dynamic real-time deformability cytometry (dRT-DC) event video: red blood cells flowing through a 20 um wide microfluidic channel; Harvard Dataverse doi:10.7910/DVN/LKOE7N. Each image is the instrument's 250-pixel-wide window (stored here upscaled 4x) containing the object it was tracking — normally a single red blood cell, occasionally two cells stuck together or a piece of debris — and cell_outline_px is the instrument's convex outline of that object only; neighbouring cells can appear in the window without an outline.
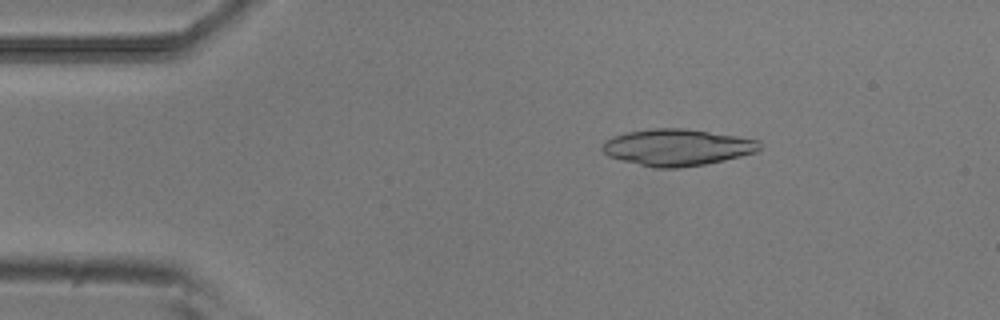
{"species": "common noctule bat (a hibernating species)", "species_latin": "Nyctalus noctula", "temperature_condition": "room temperature", "stored_images_in_passage": 51, "camera_frame_rate_fps": 3000, "um_per_image_px": 0.085, "animal": {"sex": "male", "body_mass_g": 20.5, "forearm_length_mm": 52.5}, "frame": {"image": 1, "passage_image": 8, "time_ms": 2.333, "image_size_px": [1000, 320], "cell_outline_px": [[760, 148], [756, 152], [724, 160], [704, 164], [680, 168], [656, 168], [620, 160], [608, 156], [600, 148], [604, 140], [612, 136], [628, 132], [652, 128], [684, 128], [736, 136], [760, 140]], "centroid_in_image_um": [57.52, 12.52], "position_along_channel_um": 27.5, "area_um2": 33.58}}
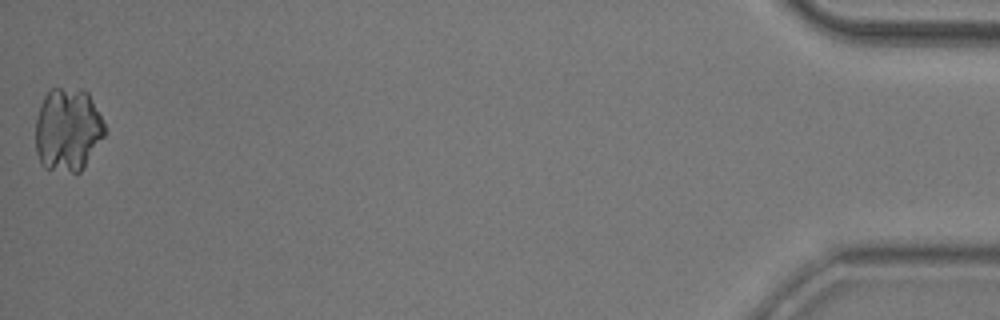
{"frame": {"image": 2, "passage_image": 51, "time_ms": 16.667, "image_size_px": [1000, 320], "cell_outline_px": [[104, 136], [80, 172], [72, 172], [44, 168], [40, 164], [36, 152], [36, 116], [40, 104], [44, 96], [52, 88], [60, 88], [88, 92], [104, 124]], "centroid_in_image_um": [5.72, 11.04], "position_along_channel_um": 429.5, "area_um2": 33.23}}